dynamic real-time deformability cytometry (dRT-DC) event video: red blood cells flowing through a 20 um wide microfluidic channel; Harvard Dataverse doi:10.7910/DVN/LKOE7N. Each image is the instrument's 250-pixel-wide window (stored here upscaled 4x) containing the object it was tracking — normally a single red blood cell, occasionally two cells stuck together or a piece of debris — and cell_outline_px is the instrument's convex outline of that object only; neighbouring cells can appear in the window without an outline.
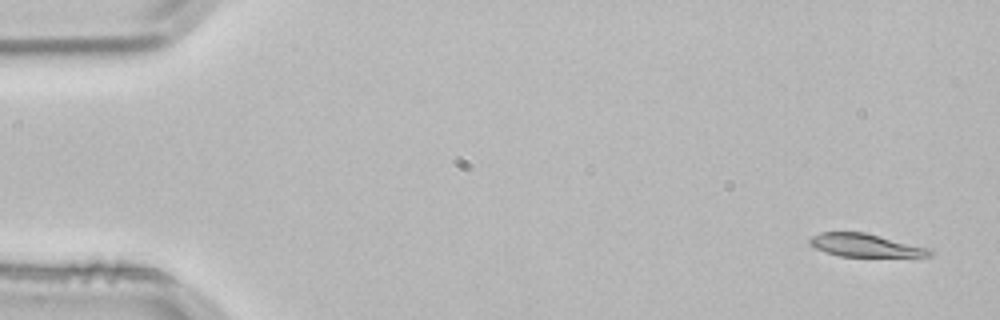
{"species": "common noctule bat (a hibernating species)", "species_latin": "Nyctalus noctula", "temperature_condition": "room temperature", "stored_images_in_passage": 3, "camera_frame_rate_fps": 3000, "um_per_image_px": 0.085, "animal": {"sex": "male", "body_mass_g": 21.5, "forearm_length_mm": 52.0}, "frame": {"image": 1, "passage_image": 1, "time_ms": 0.0, "image_size_px": [1000, 320], "cell_outline_px": [[932, 256], [916, 260], [840, 256], [816, 248], [808, 244], [808, 240], [812, 236], [820, 232], [864, 232], [932, 248]], "centroid_in_image_um": [73.77, 20.92], "position_along_channel_um": 11.2, "area_um2": 17.34}}
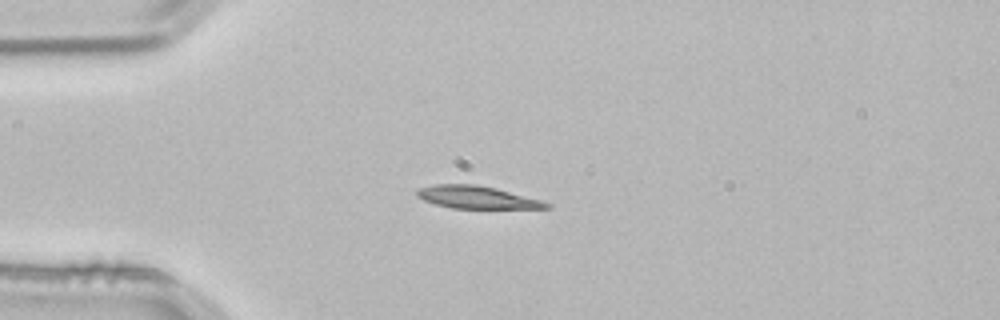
{"frame": {"image": 2, "passage_image": 3, "time_ms": 0.667, "image_size_px": [1000, 320], "cell_outline_px": [[552, 208], [452, 208], [436, 204], [424, 200], [416, 196], [416, 188], [436, 184], [476, 184], [496, 188], [540, 200], [552, 204]], "centroid_in_image_um": [40.5, 16.76], "position_along_channel_um": 44.5, "area_um2": 16.94}}